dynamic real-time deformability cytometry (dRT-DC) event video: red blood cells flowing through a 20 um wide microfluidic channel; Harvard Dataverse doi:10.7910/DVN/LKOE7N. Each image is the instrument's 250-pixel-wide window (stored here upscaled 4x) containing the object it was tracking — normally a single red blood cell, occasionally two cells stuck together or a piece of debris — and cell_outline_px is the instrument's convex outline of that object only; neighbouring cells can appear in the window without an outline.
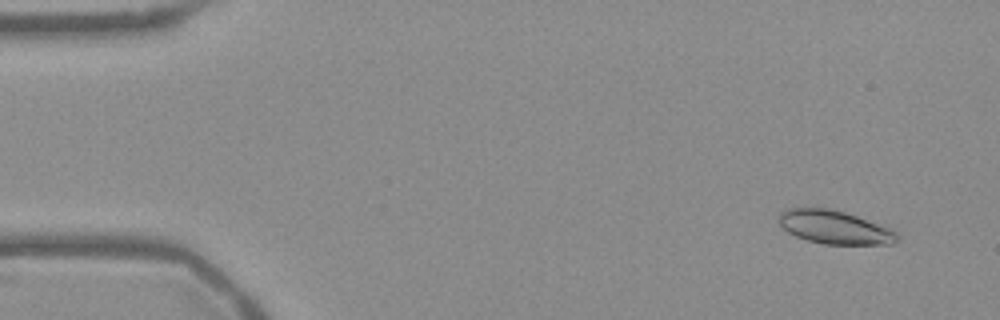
{"species": "Egyptian fruit bat (a non-hibernating species)", "species_latin": "Rousettus aegyptiacus", "temperature_condition": "warm", "stored_images_in_passage": 53, "camera_frame_rate_fps": 3000, "um_per_image_px": 0.085, "frame": {"image": 1, "passage_image": 3, "time_ms": 0.667, "image_size_px": [1000, 320], "cell_outline_px": [[900, 240], [892, 244], [824, 244], [808, 240], [796, 236], [788, 232], [776, 220], [776, 216], [780, 212], [788, 208], [804, 204], [828, 208], [844, 212], [856, 216], [888, 228], [896, 232], [900, 236]], "centroid_in_image_um": [70.85, 19.27], "position_along_channel_um": 14.2, "area_um2": 23.52}}
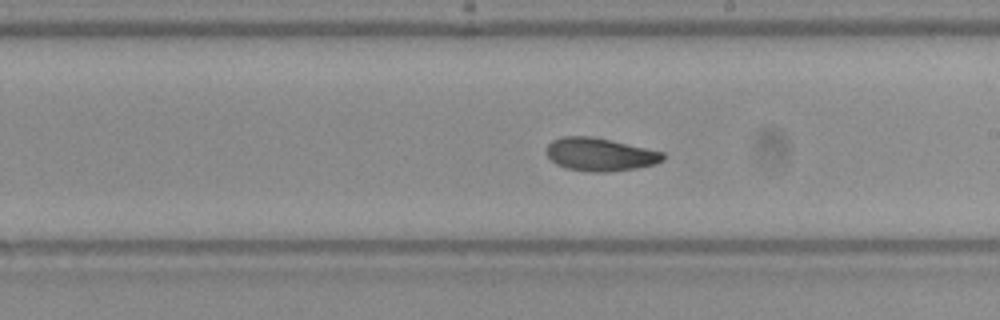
{"frame": {"image": 2, "passage_image": 30, "time_ms": 9.667, "image_size_px": [1000, 320], "cell_outline_px": [[664, 160], [656, 164], [636, 168], [608, 172], [596, 172], [568, 168], [556, 164], [548, 156], [548, 144], [552, 140], [560, 136], [592, 136], [664, 152]], "centroid_in_image_um": [51.02, 13.12], "position_along_channel_um": 238.0, "area_um2": 22.25}}
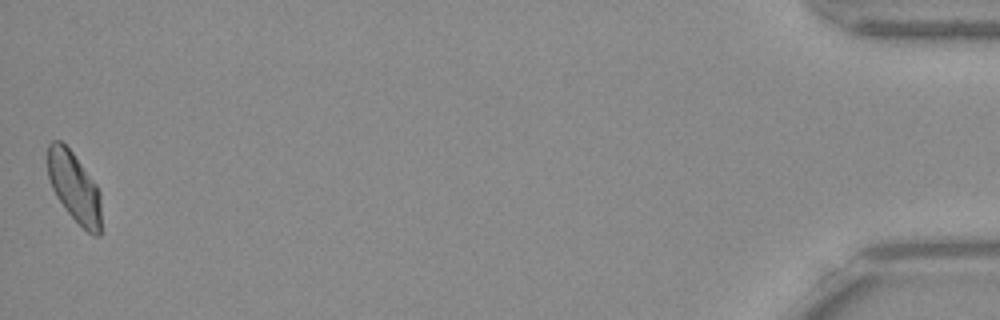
{"frame": {"image": 3, "passage_image": 53, "time_ms": 17.333, "image_size_px": [1000, 320], "cell_outline_px": [[100, 236], [92, 236], [64, 208], [56, 196], [52, 188], [48, 176], [44, 156], [48, 144], [52, 140], [60, 140], [72, 152], [96, 184], [100, 192]], "centroid_in_image_um": [6.26, 15.85], "position_along_channel_um": 428.9, "area_um2": 22.08}, "authors_computed_cell_mechanics": {"area_um2": 22.5998, "velocity_mm_per_s": 3.7458, "shape_relaxation_time_tau1_ms": 8.6676, "shape_relaxation_time_tau2_ms": 2.3204, "deformation_change_tau1": 0.1749, "deformation_change_tau2": 0.0743}}